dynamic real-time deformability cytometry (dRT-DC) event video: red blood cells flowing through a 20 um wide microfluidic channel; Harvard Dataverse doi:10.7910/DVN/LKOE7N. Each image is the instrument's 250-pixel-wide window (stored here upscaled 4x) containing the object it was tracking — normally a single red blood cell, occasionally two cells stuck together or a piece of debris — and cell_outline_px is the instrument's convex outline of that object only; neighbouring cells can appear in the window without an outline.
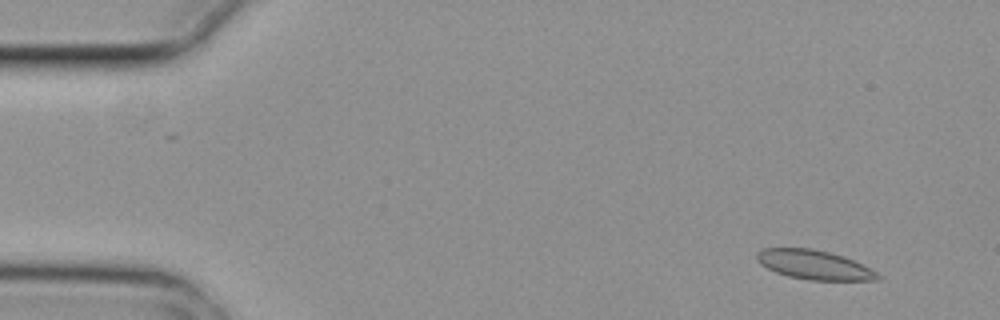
{"species": "common noctule bat (a hibernating species)", "species_latin": "Nyctalus noctula", "temperature_condition": "cold", "stored_images_in_passage": 4, "camera_frame_rate_fps": 3000, "um_per_image_px": 0.085, "animal": {"sex": "female", "body_mass_g": 29.2, "forearm_length_mm": 56.3}, "frame": {"image": 1, "passage_image": 1, "time_ms": 0.0, "image_size_px": [1000, 320], "cell_outline_px": [[884, 276], [880, 280], [808, 280], [788, 276], [776, 272], [760, 264], [756, 260], [756, 252], [760, 248], [812, 248], [844, 256], [864, 264]], "centroid_in_image_um": [69.23, 22.51], "position_along_channel_um": 15.8, "area_um2": 20.92}}
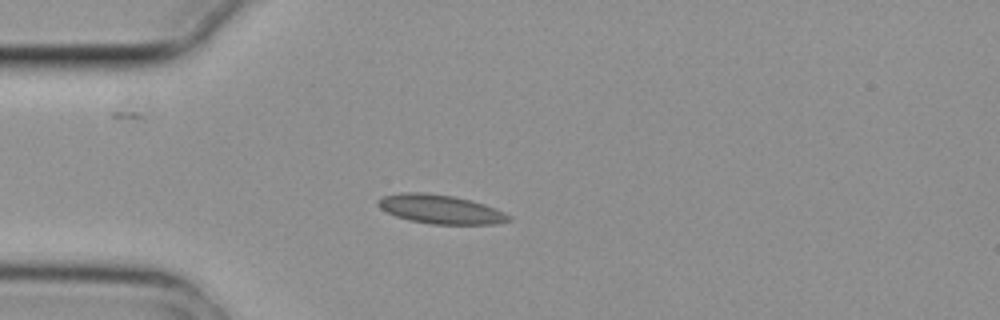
{"frame": {"image": 2, "passage_image": 4, "time_ms": 1.0, "image_size_px": [1000, 320], "cell_outline_px": [[512, 220], [496, 224], [432, 224], [408, 220], [396, 216], [380, 208], [376, 204], [376, 200], [380, 196], [400, 192], [424, 192], [452, 196], [484, 204], [496, 208], [512, 216]], "centroid_in_image_um": [37.41, 17.78], "position_along_channel_um": 47.6, "area_um2": 22.2}}